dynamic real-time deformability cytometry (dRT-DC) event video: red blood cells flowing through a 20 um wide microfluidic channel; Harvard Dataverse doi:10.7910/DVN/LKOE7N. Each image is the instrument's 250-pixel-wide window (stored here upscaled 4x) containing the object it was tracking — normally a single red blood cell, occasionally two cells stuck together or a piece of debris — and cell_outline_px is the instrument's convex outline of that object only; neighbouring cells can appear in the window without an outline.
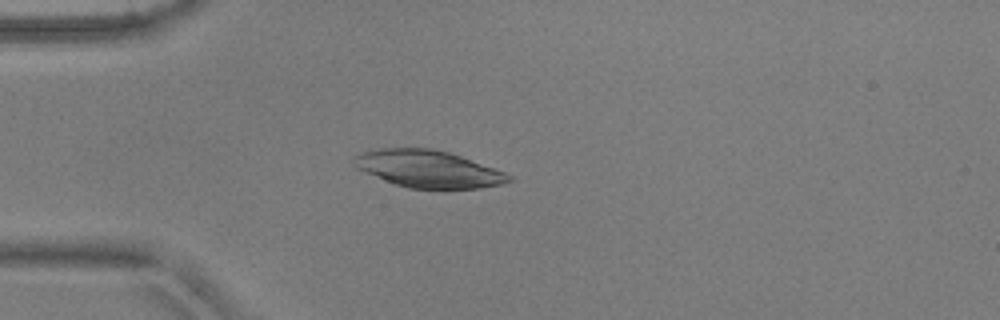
{"species": "common noctule bat (a hibernating species)", "species_latin": "Nyctalus noctula", "temperature_condition": "warm", "stored_images_in_passage": 52, "camera_frame_rate_fps": 3000, "um_per_image_px": 0.085, "animal": {"sex": "male", "body_mass_g": 17.9, "forearm_length_mm": 54.2}, "frame": {"image": 1, "passage_image": 13, "time_ms": 4.0, "image_size_px": [1000, 320], "cell_outline_px": [[512, 180], [504, 184], [480, 188], [444, 192], [408, 188], [384, 180], [356, 168], [352, 164], [352, 160], [360, 152], [380, 148], [432, 148], [448, 152], [460, 156], [504, 172], [512, 176]], "centroid_in_image_um": [36.41, 14.4], "position_along_channel_um": 48.6, "area_um2": 34.33}}
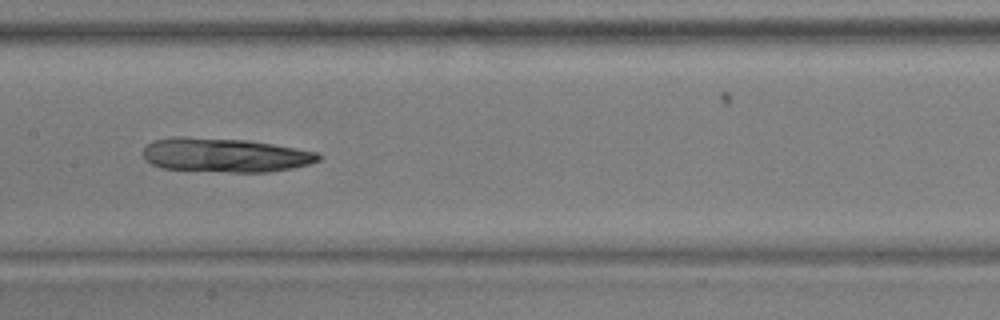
{"frame": {"image": 2, "passage_image": 25, "time_ms": 8.0, "image_size_px": [1000, 320], "cell_outline_px": [[324, 156], [320, 160], [308, 164], [292, 168], [268, 172], [232, 172], [164, 168], [152, 164], [144, 160], [144, 148], [152, 140], [172, 136], [184, 136], [248, 140], [272, 144], [316, 152]], "centroid_in_image_um": [19.11, 13.17], "position_along_channel_um": 188.3, "area_um2": 34.85}}
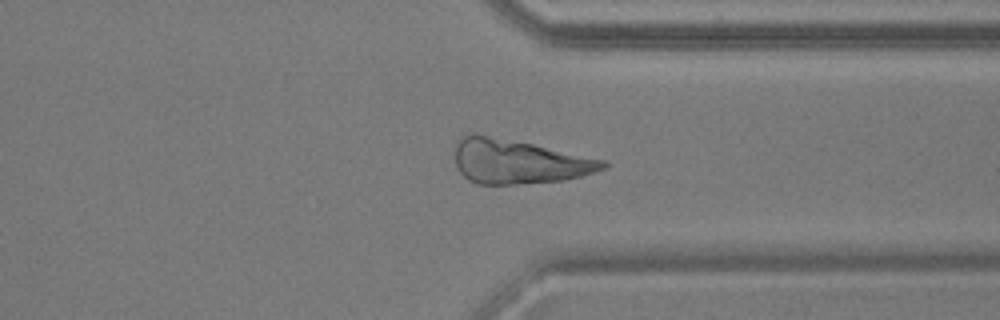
{"frame": {"image": 3, "passage_image": 39, "time_ms": 12.667, "image_size_px": [1000, 320], "cell_outline_px": [[608, 164], [604, 168], [580, 176], [564, 180], [516, 184], [476, 184], [468, 180], [456, 168], [456, 144], [464, 136], [472, 132], [476, 132], [532, 144], [604, 160]], "centroid_in_image_um": [44.01, 13.73], "position_along_channel_um": 367.4, "area_um2": 37.86}}